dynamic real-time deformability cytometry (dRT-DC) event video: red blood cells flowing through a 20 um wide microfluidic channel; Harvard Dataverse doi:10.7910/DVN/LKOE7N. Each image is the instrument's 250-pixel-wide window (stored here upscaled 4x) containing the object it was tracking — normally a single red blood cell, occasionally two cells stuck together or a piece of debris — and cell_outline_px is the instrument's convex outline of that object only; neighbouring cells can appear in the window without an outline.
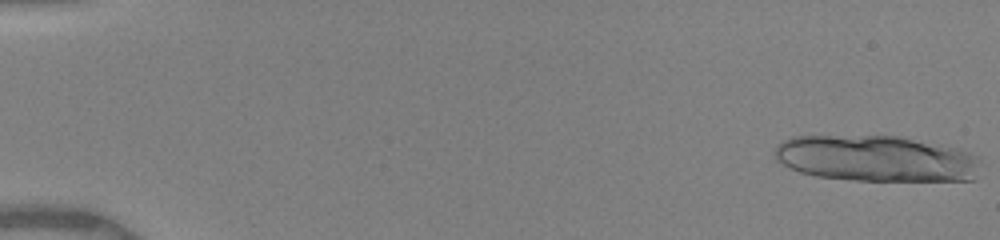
{"species": "human", "species_latin": "Homo sapiens", "temperature_condition": "warm", "stored_images_in_passage": 35, "camera_frame_rate_fps": 3000, "um_per_image_px": 0.085, "donor": {"sex": "female"}, "frame": {"image": 1, "passage_image": 1, "time_ms": 0.0, "image_size_px": [1000, 240], "cell_outline_px": [[980, 160], [972, 180], [856, 180], [816, 176], [800, 172], [776, 160], [772, 156], [772, 152], [776, 144], [792, 136], [896, 136], [960, 148], [980, 156]], "centroid_in_image_um": [74.44, 13.46], "position_along_channel_um": 10.6, "area_um2": 55.31}}